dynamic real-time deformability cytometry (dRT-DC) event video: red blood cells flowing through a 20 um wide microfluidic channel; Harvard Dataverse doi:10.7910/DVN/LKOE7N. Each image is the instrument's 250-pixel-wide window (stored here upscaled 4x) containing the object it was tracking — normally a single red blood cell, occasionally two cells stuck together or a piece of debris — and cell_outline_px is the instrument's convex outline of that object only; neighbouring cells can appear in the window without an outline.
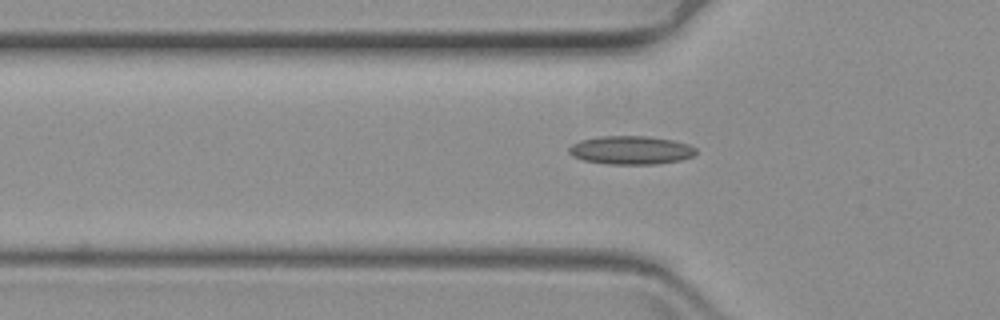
{"species": "common noctule bat (a hibernating species)", "species_latin": "Nyctalus noctula", "temperature_condition": "warm", "stored_images_in_passage": 39, "camera_frame_rate_fps": 3000, "um_per_image_px": 0.085, "animal": {"sex": "female", "body_mass_g": 19.3, "forearm_length_mm": 54.1}, "frame": {"image": 1, "passage_image": 6, "time_ms": 1.667, "image_size_px": [1000, 320], "cell_outline_px": [[696, 152], [692, 156], [680, 160], [656, 164], [608, 164], [584, 160], [572, 156], [568, 152], [568, 148], [572, 144], [580, 140], [600, 136], [648, 136], [672, 140], [688, 144], [696, 148]], "centroid_in_image_um": [53.6, 12.76], "position_along_channel_um": 72.2, "area_um2": 21.04}}
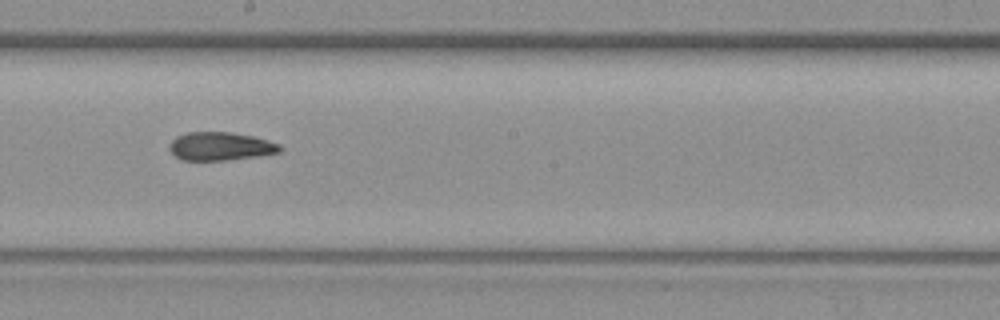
{"frame": {"image": 2, "passage_image": 20, "time_ms": 6.333, "image_size_px": [1000, 320], "cell_outline_px": [[284, 148], [280, 152], [260, 156], [228, 160], [184, 160], [176, 156], [168, 148], [168, 144], [176, 136], [188, 132], [232, 132], [252, 136], [268, 140], [280, 144]], "centroid_in_image_um": [18.76, 12.43], "position_along_channel_um": 229.4, "area_um2": 18.38}}
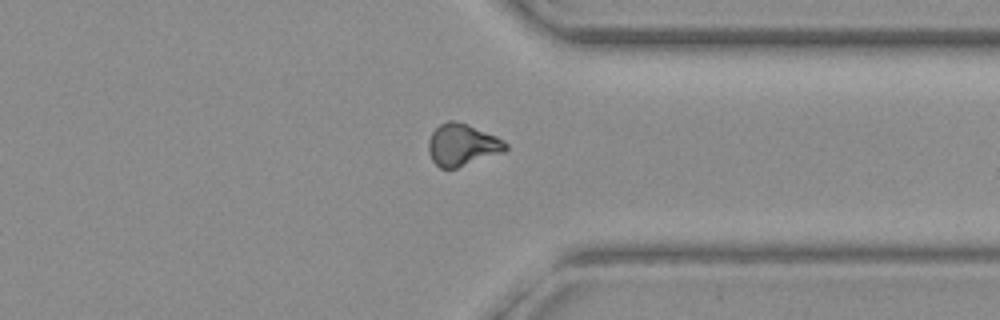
{"frame": {"image": 3, "passage_image": 33, "time_ms": 10.667, "image_size_px": [1000, 320], "cell_outline_px": [[508, 148], [504, 152], [456, 168], [440, 168], [432, 160], [428, 152], [428, 140], [432, 132], [440, 124], [448, 120], [452, 120], [464, 124], [496, 136], [504, 140], [508, 144]], "centroid_in_image_um": [39.28, 12.32], "position_along_channel_um": 372.1, "area_um2": 18.67}}